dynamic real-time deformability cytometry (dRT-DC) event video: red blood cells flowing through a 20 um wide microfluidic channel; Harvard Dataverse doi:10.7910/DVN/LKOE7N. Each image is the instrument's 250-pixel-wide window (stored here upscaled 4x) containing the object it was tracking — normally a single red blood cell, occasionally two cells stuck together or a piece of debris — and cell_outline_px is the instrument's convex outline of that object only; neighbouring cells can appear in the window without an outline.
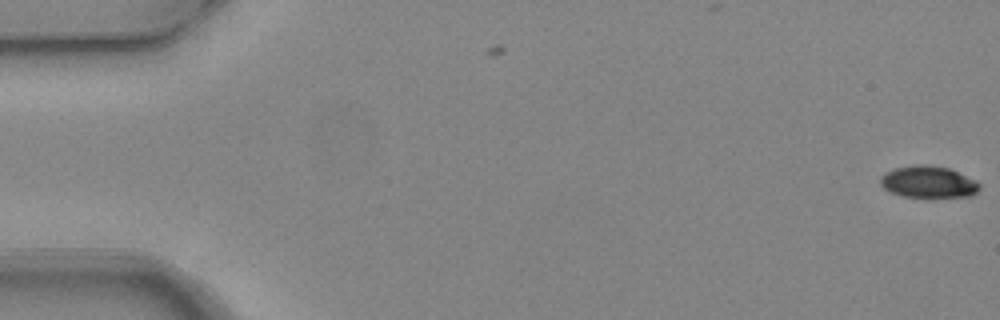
{"species": "common noctule bat (a hibernating species)", "species_latin": "Nyctalus noctula", "temperature_condition": "warm", "stored_images_in_passage": 8, "camera_frame_rate_fps": 3000, "um_per_image_px": 0.085, "animal": {"sex": "female", "body_mass_g": 24.6, "forearm_length_mm": 56.2}, "frame": {"image": 1, "passage_image": 1, "time_ms": 0.0, "image_size_px": [1000, 320], "cell_outline_px": [[980, 188], [972, 196], [904, 196], [888, 192], [880, 184], [880, 176], [884, 172], [892, 168], [916, 164], [924, 164], [948, 168], [976, 180], [980, 184]], "centroid_in_image_um": [78.86, 15.44], "position_along_channel_um": 6.1, "area_um2": 18.32}}
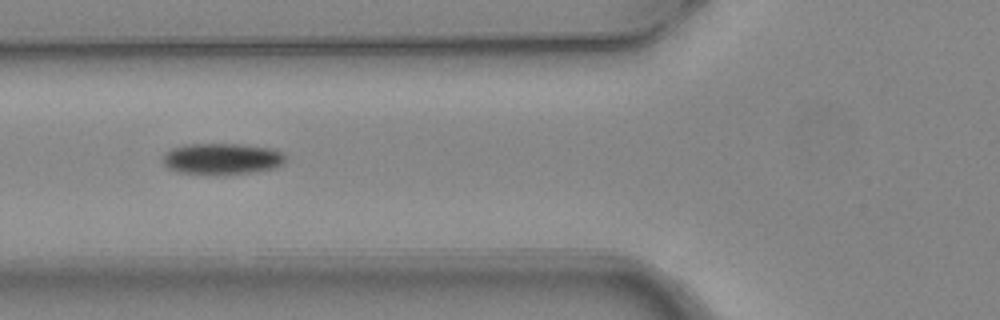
{"frame": {"image": 2, "passage_image": 6, "time_ms": 1.667, "image_size_px": [1000, 320], "cell_outline_px": [[284, 160], [276, 168], [224, 176], [216, 176], [176, 172], [168, 168], [164, 164], [164, 156], [172, 148], [188, 144], [240, 144], [272, 148], [280, 152], [284, 156]], "centroid_in_image_um": [18.85, 13.53], "position_along_channel_um": 107.0, "area_um2": 22.54}}
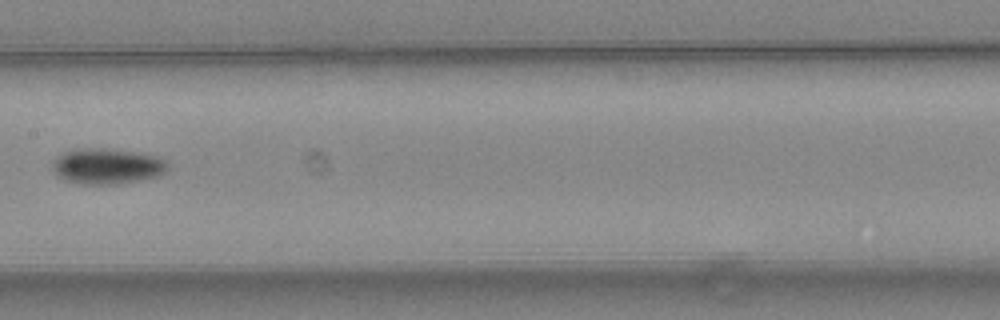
{"frame": {"image": 3, "passage_image": 8, "time_ms": 2.333, "image_size_px": [1000, 320], "cell_outline_px": [[168, 168], [160, 176], [120, 184], [80, 184], [64, 180], [56, 176], [52, 172], [52, 160], [56, 156], [72, 148], [104, 148], [132, 152], [156, 156], [168, 160]], "centroid_in_image_um": [9.05, 14.13], "position_along_channel_um": 198.3, "area_um2": 24.39}}